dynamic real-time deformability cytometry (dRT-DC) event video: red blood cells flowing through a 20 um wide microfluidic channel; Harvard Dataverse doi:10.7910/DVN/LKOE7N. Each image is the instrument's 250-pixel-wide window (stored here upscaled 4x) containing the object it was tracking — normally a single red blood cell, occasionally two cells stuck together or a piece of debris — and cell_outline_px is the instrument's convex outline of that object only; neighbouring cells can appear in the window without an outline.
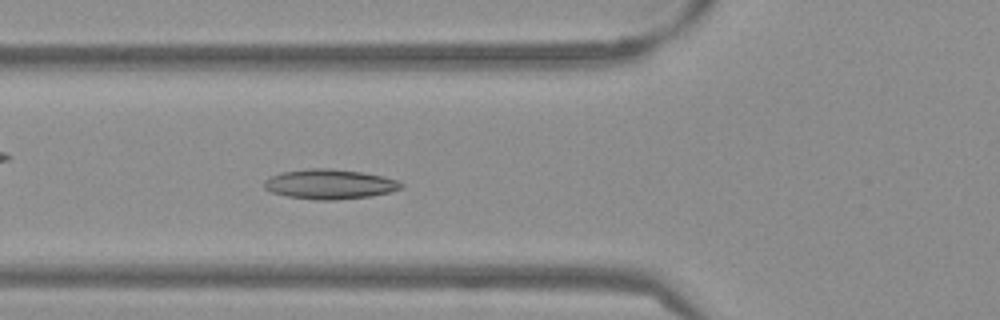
{"species": "Egyptian fruit bat (a non-hibernating species)", "species_latin": "Rousettus aegyptiacus", "temperature_condition": "warm", "stored_images_in_passage": 53, "camera_frame_rate_fps": 3000, "um_per_image_px": 0.085, "frame": {"image": 1, "passage_image": 19, "time_ms": 6.0, "image_size_px": [1000, 320], "cell_outline_px": [[404, 188], [392, 192], [372, 196], [336, 200], [316, 200], [288, 196], [272, 192], [264, 188], [264, 180], [280, 172], [308, 168], [328, 168], [364, 172], [384, 176], [396, 180], [404, 184]], "centroid_in_image_um": [28.07, 15.65], "position_along_channel_um": 97.7, "area_um2": 24.04}}
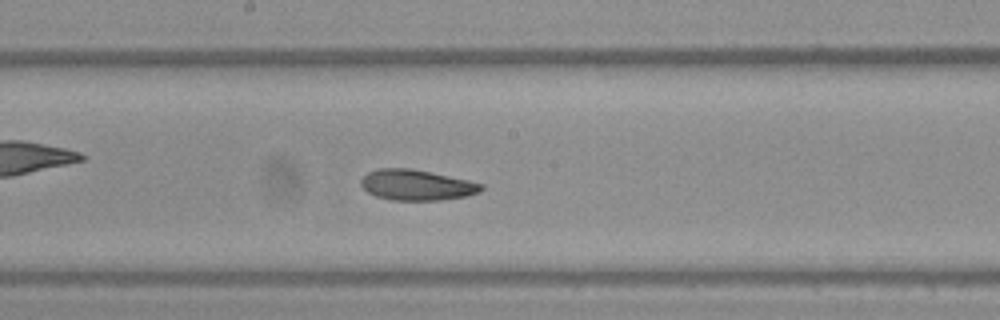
{"frame": {"image": 2, "passage_image": 28, "time_ms": 9.0, "image_size_px": [1000, 320], "cell_outline_px": [[484, 188], [480, 192], [468, 196], [440, 200], [392, 200], [376, 196], [368, 192], [360, 184], [360, 180], [368, 172], [376, 168], [412, 168], [468, 180], [484, 184]], "centroid_in_image_um": [35.42, 15.72], "position_along_channel_um": 212.8, "area_um2": 21.56}}
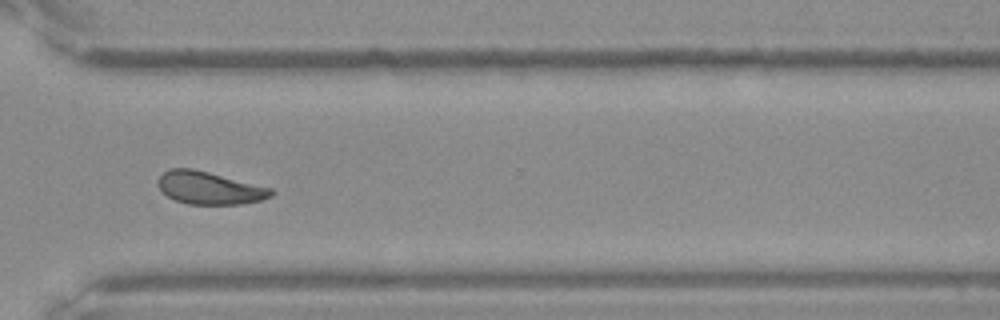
{"frame": {"image": 3, "passage_image": 39, "time_ms": 12.667, "image_size_px": [1000, 320], "cell_outline_px": [[272, 196], [260, 200], [240, 204], [188, 204], [176, 200], [168, 196], [156, 184], [156, 180], [168, 168], [192, 168], [272, 188]], "centroid_in_image_um": [17.76, 15.97], "position_along_channel_um": 352.8, "area_um2": 21.33}, "authors_computed_cell_mechanics": {"area_um2": 22.253, "velocity_mm_per_s": 3.8193, "shape_relaxation_time_tau1_ms": 10.3988, "shape_relaxation_time_tau2_ms": 3.0896, "deformation_change_tau1": 0.1625, "deformation_change_tau2": 0.0919}}